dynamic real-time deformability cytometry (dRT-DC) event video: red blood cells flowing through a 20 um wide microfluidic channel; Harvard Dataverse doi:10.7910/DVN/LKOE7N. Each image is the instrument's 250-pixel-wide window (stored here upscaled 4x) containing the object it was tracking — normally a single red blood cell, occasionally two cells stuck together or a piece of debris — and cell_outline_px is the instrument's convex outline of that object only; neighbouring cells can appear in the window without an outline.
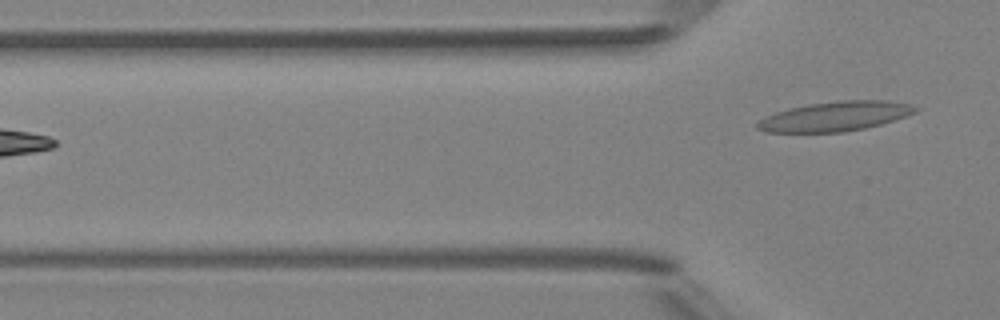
{"species": "Egyptian fruit bat (a non-hibernating species)", "species_latin": "Rousettus aegyptiacus", "temperature_condition": "room temperature", "stored_images_in_passage": 5, "camera_frame_rate_fps": 3000, "um_per_image_px": 0.085, "animal": {"sex": "female"}, "frame": {"image": 1, "passage_image": 5, "time_ms": 5.333, "image_size_px": [1000, 320], "cell_outline_px": [[920, 108], [916, 112], [880, 124], [864, 128], [844, 132], [764, 132], [756, 128], [756, 124], [764, 116], [776, 112], [808, 104], [840, 100], [884, 100], [908, 104]], "centroid_in_image_um": [70.95, 9.89], "position_along_channel_um": 54.8, "area_um2": 26.99}}